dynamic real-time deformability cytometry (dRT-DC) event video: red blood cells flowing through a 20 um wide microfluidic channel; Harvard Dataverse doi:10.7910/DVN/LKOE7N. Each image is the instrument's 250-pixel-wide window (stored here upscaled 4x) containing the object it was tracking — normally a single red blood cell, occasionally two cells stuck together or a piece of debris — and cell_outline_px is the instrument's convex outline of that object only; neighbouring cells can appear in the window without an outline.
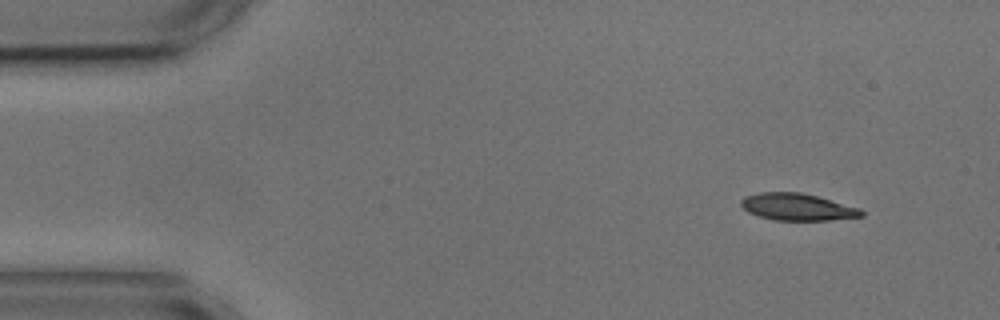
{"species": "common noctule bat (a hibernating species)", "species_latin": "Nyctalus noctula", "temperature_condition": "cold", "stored_images_in_passage": 4, "camera_frame_rate_fps": 3000, "um_per_image_px": 0.085, "animal": {"sex": "male", "body_mass_g": 17.9, "forearm_length_mm": 54.2}, "frame": {"image": 1, "passage_image": 1, "time_ms": 0.0, "image_size_px": [1000, 320], "cell_outline_px": [[864, 216], [828, 220], [772, 220], [748, 212], [740, 204], [740, 200], [744, 196], [760, 192], [800, 192], [816, 196], [860, 208], [864, 212]], "centroid_in_image_um": [67.75, 17.59], "position_along_channel_um": 17.2, "area_um2": 18.84}}
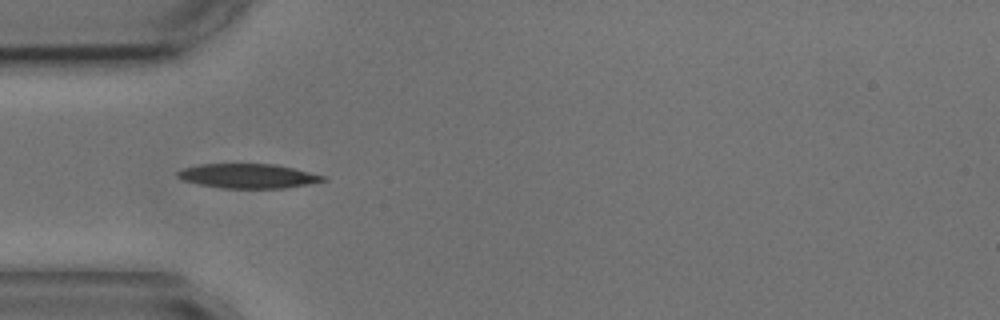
{"frame": {"image": 2, "passage_image": 4, "time_ms": 3.667, "image_size_px": [1000, 320], "cell_outline_px": [[328, 180], [284, 188], [220, 188], [200, 184], [184, 180], [176, 176], [176, 172], [180, 168], [200, 164], [276, 164], [324, 176]], "centroid_in_image_um": [21.02, 14.95], "position_along_channel_um": 64.0, "area_um2": 20.58}}